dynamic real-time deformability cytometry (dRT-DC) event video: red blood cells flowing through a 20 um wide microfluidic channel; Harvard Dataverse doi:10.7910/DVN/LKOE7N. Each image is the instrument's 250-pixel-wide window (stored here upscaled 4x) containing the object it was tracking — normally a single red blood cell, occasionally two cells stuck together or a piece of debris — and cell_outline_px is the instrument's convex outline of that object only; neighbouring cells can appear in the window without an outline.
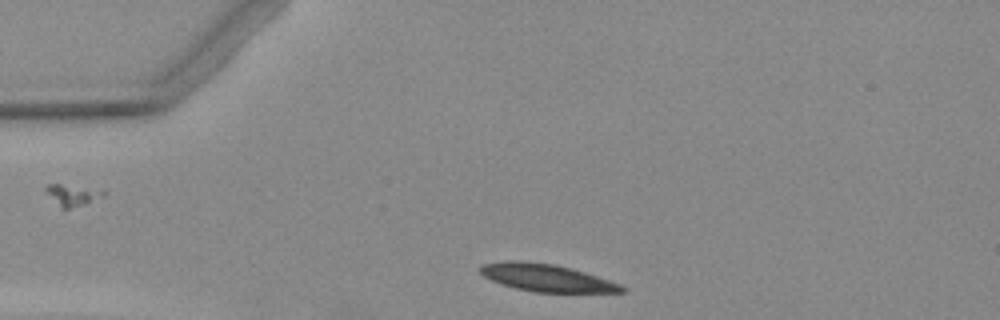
{"species": "Egyptian fruit bat (a non-hibernating species)", "species_latin": "Rousettus aegyptiacus", "temperature_condition": "warm", "stored_images_in_passage": 7, "camera_frame_rate_fps": 3000, "um_per_image_px": 0.085, "animal": {"sex": "female"}, "frame": {"image": 1, "passage_image": 3, "time_ms": 3.333, "image_size_px": [1000, 320], "cell_outline_px": [[628, 288], [624, 292], [536, 292], [516, 288], [492, 280], [484, 276], [480, 272], [480, 268], [484, 264], [508, 260], [520, 260], [556, 264], [572, 268], [620, 284]], "centroid_in_image_um": [46.48, 23.6], "position_along_channel_um": 38.5, "area_um2": 22.37}}
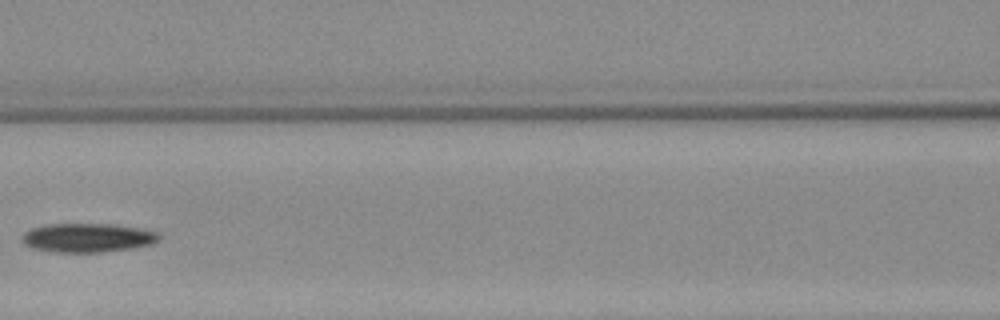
{"frame": {"image": 2, "passage_image": 6, "time_ms": 7.333, "image_size_px": [1000, 320], "cell_outline_px": [[160, 240], [152, 244], [132, 248], [96, 252], [56, 252], [32, 248], [24, 244], [20, 240], [20, 236], [24, 232], [32, 228], [48, 224], [112, 224], [140, 228], [160, 232]], "centroid_in_image_um": [7.44, 20.2], "position_along_channel_um": 159.2, "area_um2": 23.24}}
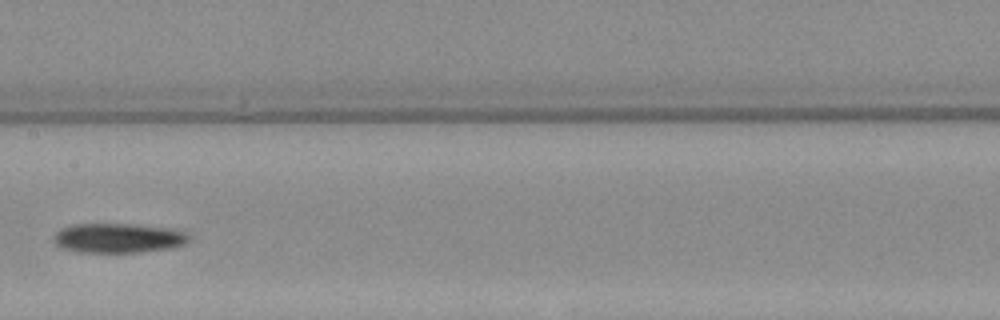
{"frame": {"image": 3, "passage_image": 7, "time_ms": 8.333, "image_size_px": [1000, 320], "cell_outline_px": [[188, 240], [184, 244], [168, 248], [140, 252], [80, 252], [60, 248], [56, 244], [56, 232], [64, 228], [76, 224], [124, 224], [164, 228], [184, 232], [188, 236]], "centroid_in_image_um": [10.01, 20.25], "position_along_channel_um": 197.4, "area_um2": 22.6}}